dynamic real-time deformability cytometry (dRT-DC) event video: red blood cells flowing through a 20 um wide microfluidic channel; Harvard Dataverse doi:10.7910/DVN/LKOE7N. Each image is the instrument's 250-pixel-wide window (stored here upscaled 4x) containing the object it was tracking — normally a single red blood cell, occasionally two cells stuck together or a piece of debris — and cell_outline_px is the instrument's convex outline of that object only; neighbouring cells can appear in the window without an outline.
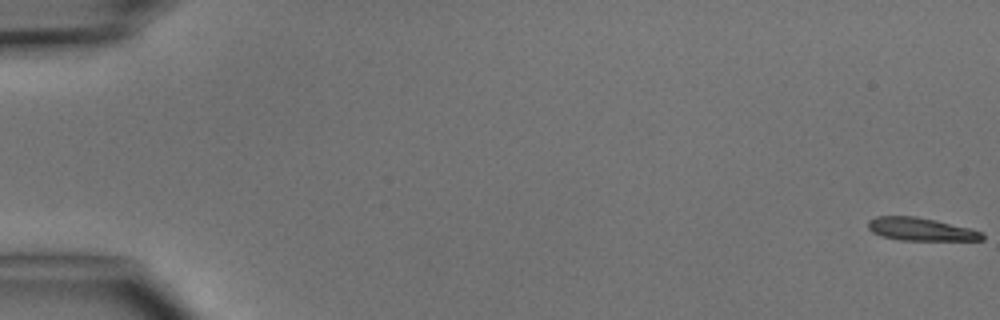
{"species": "common noctule bat (a hibernating species)", "species_latin": "Nyctalus noctula", "temperature_condition": "cold", "stored_images_in_passage": 4, "camera_frame_rate_fps": 3000, "um_per_image_px": 0.085, "animal": {"sex": "male", "body_mass_g": 15.6}, "frame": {"image": 1, "passage_image": 1, "time_ms": 0.0, "image_size_px": [1000, 320], "cell_outline_px": [[984, 240], [900, 240], [880, 236], [872, 232], [868, 228], [868, 220], [876, 216], [916, 216], [936, 220], [984, 232]], "centroid_in_image_um": [78.24, 19.48], "position_along_channel_um": 6.8, "area_um2": 15.32}}
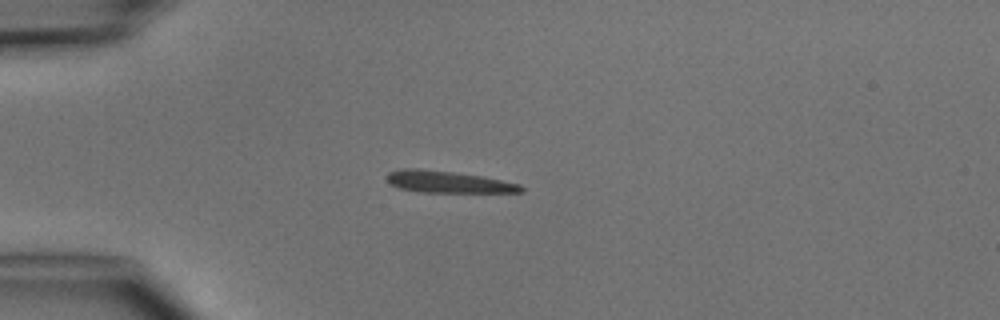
{"frame": {"image": 2, "passage_image": 4, "time_ms": 4.333, "image_size_px": [1000, 320], "cell_outline_px": [[524, 192], [420, 192], [400, 188], [392, 184], [388, 180], [388, 172], [404, 168], [416, 168], [452, 172], [484, 176], [520, 184], [524, 188]], "centroid_in_image_um": [38.12, 15.46], "position_along_channel_um": 46.9, "area_um2": 16.88}}